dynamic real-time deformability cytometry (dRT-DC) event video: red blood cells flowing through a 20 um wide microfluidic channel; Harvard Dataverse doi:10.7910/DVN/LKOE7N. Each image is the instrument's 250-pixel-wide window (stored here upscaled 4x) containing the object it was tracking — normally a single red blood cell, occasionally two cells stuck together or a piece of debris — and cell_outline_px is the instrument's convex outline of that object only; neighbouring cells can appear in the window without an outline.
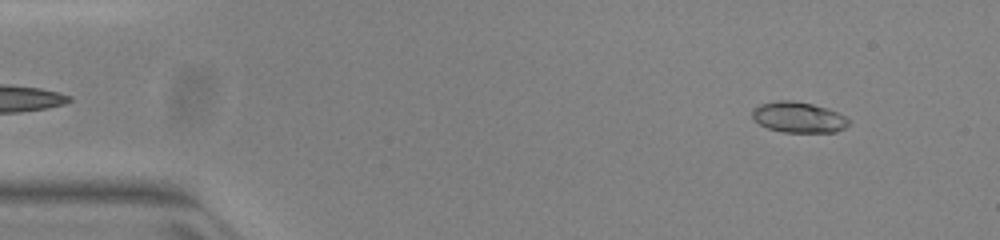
{"species": "common noctule bat (a hibernating species)", "species_latin": "Nyctalus noctula", "temperature_condition": "warm", "stored_images_in_passage": 51, "camera_frame_rate_fps": 3000, "um_per_image_px": 0.085, "animal": {"sex": "female", "body_mass_g": 23.0, "forearm_length_mm": 53.4}, "frame": {"image": 1, "passage_image": 5, "time_ms": 1.333, "image_size_px": [1000, 240], "cell_outline_px": [[852, 120], [844, 128], [836, 132], [784, 132], [768, 128], [760, 124], [752, 116], [752, 108], [760, 104], [780, 100], [792, 100], [812, 104], [828, 108]], "centroid_in_image_um": [67.88, 9.96], "position_along_channel_um": 17.1, "area_um2": 17.22}}
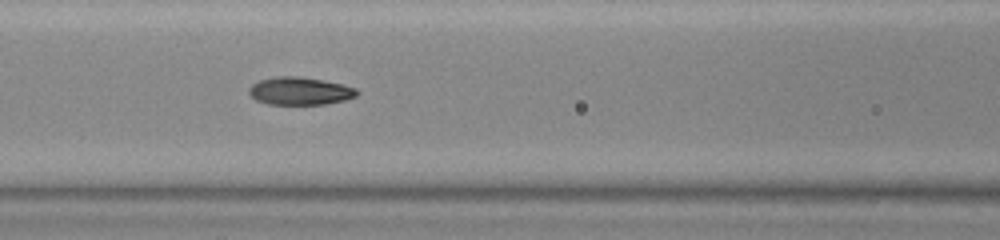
{"frame": {"image": 2, "passage_image": 22, "time_ms": 7.0, "image_size_px": [1000, 240], "cell_outline_px": [[360, 92], [356, 96], [344, 100], [324, 104], [268, 104], [256, 100], [248, 92], [248, 88], [252, 84], [260, 80], [276, 76], [300, 76], [344, 84], [356, 88]], "centroid_in_image_um": [25.5, 7.73], "position_along_channel_um": 141.1, "area_um2": 17.51}}
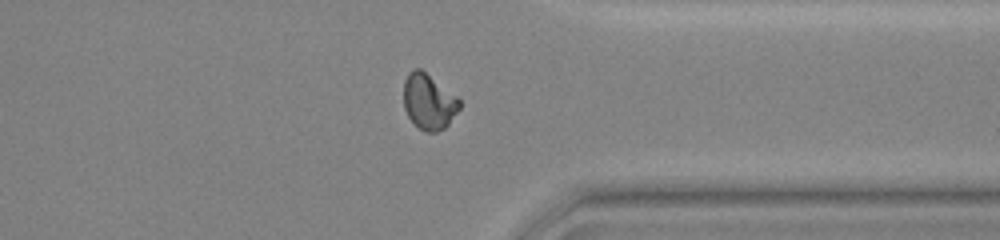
{"frame": {"image": 3, "passage_image": 40, "time_ms": 13.0, "image_size_px": [1000, 240], "cell_outline_px": [[460, 108], [448, 124], [444, 128], [436, 132], [428, 132], [420, 128], [408, 116], [404, 108], [404, 80], [408, 72], [412, 68], [420, 68], [456, 96], [460, 100]], "centroid_in_image_um": [36.43, 8.62], "position_along_channel_um": 375.0, "area_um2": 17.86}, "authors_computed_cell_mechanics": {"area_um2": 17.5712, "velocity_mm_per_s": 3.9798, "shape_relaxation_time_tau1_ms": 7.3643, "shape_relaxation_time_tau2_ms": 1.2499, "deformation_change_tau1": 0.2424, "deformation_change_tau2": 0.062}}